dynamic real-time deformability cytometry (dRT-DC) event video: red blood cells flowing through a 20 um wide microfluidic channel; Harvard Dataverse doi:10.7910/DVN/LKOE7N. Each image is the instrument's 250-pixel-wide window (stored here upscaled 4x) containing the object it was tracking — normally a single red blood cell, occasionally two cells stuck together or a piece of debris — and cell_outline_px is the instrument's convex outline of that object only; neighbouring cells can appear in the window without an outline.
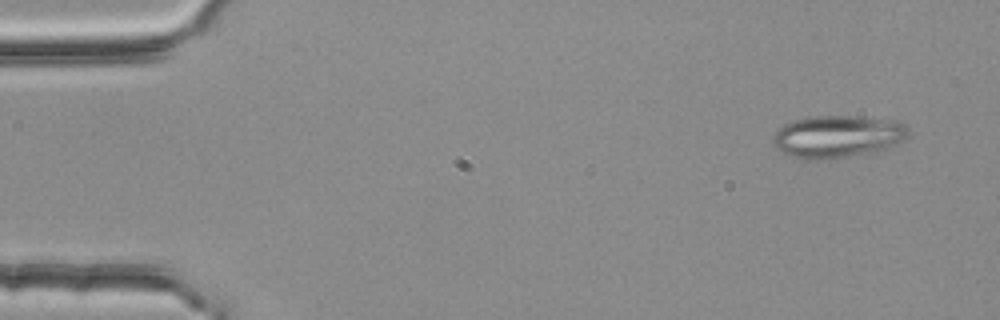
{"species": "common noctule bat (a hibernating species)", "species_latin": "Nyctalus noctula", "temperature_condition": "room temperature", "stored_images_in_passage": 3, "camera_frame_rate_fps": 3000, "um_per_image_px": 0.085, "animal": {"sex": "female", "body_mass_g": 25.1}, "frame": {"image": 1, "passage_image": 1, "time_ms": 0.0, "image_size_px": [1000, 320], "cell_outline_px": [[908, 136], [904, 140], [888, 148], [872, 152], [820, 160], [804, 160], [788, 156], [772, 140], [772, 136], [784, 124], [796, 120], [816, 116], [852, 116], [896, 120], [904, 124], [908, 128]], "centroid_in_image_um": [71.22, 11.6], "position_along_channel_um": 13.8, "area_um2": 33.18}}